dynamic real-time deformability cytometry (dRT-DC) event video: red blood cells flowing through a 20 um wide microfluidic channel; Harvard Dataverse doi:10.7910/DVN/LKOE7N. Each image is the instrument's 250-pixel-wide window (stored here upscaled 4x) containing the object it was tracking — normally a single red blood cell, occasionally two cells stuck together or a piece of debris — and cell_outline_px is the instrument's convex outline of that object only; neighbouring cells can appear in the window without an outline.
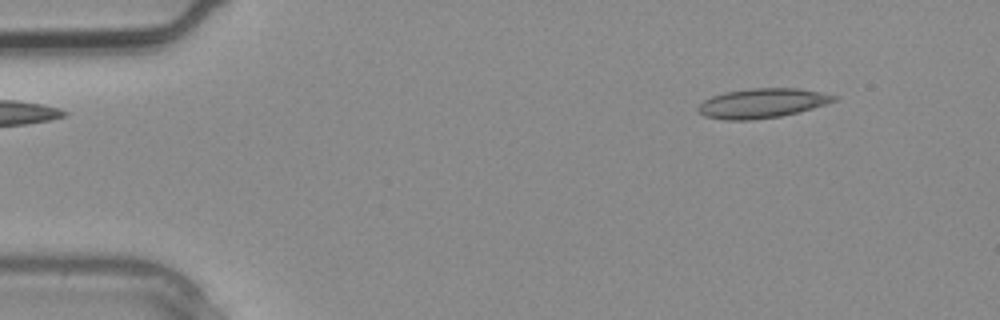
{"species": "common noctule bat (a hibernating species)", "species_latin": "Nyctalus noctula", "temperature_condition": "warm", "stored_images_in_passage": 2, "camera_frame_rate_fps": 3000, "um_per_image_px": 0.085, "animal": {"sex": "male", "body_mass_g": 20.4}, "frame": {"image": 1, "passage_image": 1, "time_ms": 0.0, "image_size_px": [1000, 320], "cell_outline_px": [[840, 96], [836, 100], [812, 108], [780, 116], [752, 120], [724, 120], [704, 116], [696, 108], [704, 100], [712, 96], [724, 92], [752, 88], [796, 88], [820, 92]], "centroid_in_image_um": [64.75, 8.77], "position_along_channel_um": 20.2, "area_um2": 23.24}}